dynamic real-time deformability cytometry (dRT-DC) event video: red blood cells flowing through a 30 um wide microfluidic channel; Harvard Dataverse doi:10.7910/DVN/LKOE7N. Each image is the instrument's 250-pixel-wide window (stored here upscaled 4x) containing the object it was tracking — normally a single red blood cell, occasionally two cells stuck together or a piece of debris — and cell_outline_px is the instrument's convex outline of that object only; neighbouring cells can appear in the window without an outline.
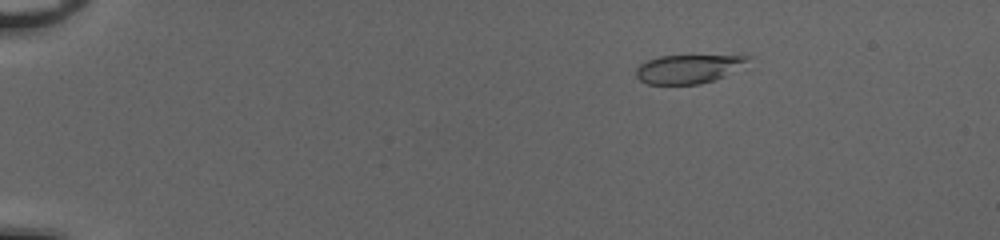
{"species": "common noctule bat (a hibernating species)", "species_latin": "Nyctalus noctula", "temperature_condition": "cold", "stored_images_in_passage": 37, "camera_frame_rate_fps": 3000, "um_per_image_px": 0.085, "animal": {"sex": "female", "body_mass_g": 20.0, "forearm_length_mm": 54.0}, "frame": {"image": 1, "passage_image": 10, "time_ms": 3.0, "image_size_px": [1000, 240], "cell_outline_px": [[752, 56], [748, 60], [724, 76], [700, 84], [648, 84], [640, 80], [636, 76], [636, 68], [640, 64], [648, 60], [660, 56], [692, 52]], "centroid_in_image_um": [58.5, 5.78], "position_along_channel_um": 26.5, "area_um2": 19.48}}
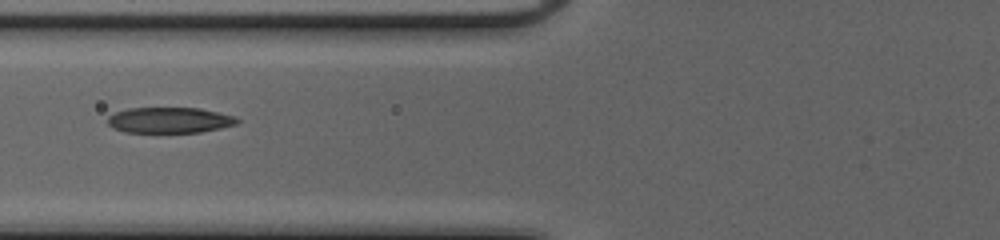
{"frame": {"image": 2, "passage_image": 24, "time_ms": 7.667, "image_size_px": [1000, 240], "cell_outline_px": [[240, 120], [236, 124], [220, 128], [200, 132], [124, 132], [112, 128], [108, 124], [108, 116], [116, 112], [128, 108], [200, 108], [236, 116]], "centroid_in_image_um": [14.41, 10.21], "position_along_channel_um": 111.4, "area_um2": 19.42}}
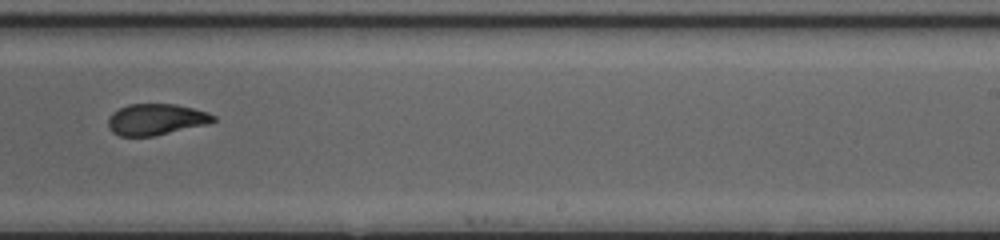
{"frame": {"image": 3, "passage_image": 36, "time_ms": 11.667, "image_size_px": [1000, 240], "cell_outline_px": [[216, 120], [208, 124], [156, 136], [120, 136], [112, 132], [108, 128], [108, 116], [112, 112], [128, 104], [176, 104], [208, 112], [216, 116]], "centroid_in_image_um": [13.26, 10.16], "position_along_channel_um": 275.7, "area_um2": 19.36}}